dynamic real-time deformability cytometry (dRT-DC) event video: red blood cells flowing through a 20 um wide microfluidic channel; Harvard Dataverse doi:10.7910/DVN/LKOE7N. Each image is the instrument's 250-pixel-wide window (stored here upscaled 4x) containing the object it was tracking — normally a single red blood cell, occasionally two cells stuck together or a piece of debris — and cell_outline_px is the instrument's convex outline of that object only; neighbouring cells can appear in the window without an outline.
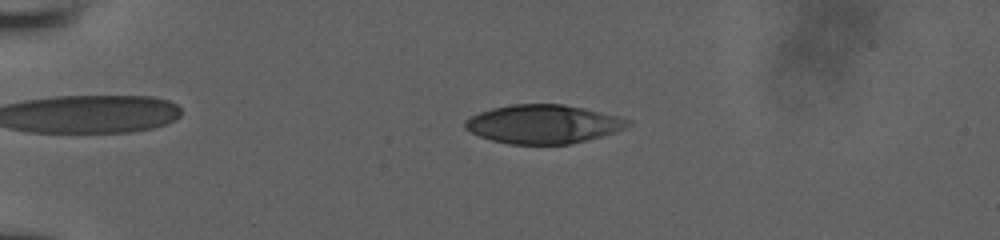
{"species": "human", "species_latin": "Homo sapiens", "temperature_condition": "room temperature", "stored_images_in_passage": 44, "camera_frame_rate_fps": 3000, "um_per_image_px": 0.085, "donor": {"sex": "male"}, "frame": {"image": 1, "passage_image": 6, "time_ms": 1.667, "image_size_px": [1000, 240], "cell_outline_px": [[632, 124], [616, 132], [588, 140], [568, 144], [508, 144], [492, 140], [480, 136], [464, 128], [464, 120], [480, 112], [492, 108], [512, 104], [564, 104], [616, 116], [632, 120]], "centroid_in_image_um": [46.17, 10.55], "position_along_channel_um": 38.8, "area_um2": 36.59}}
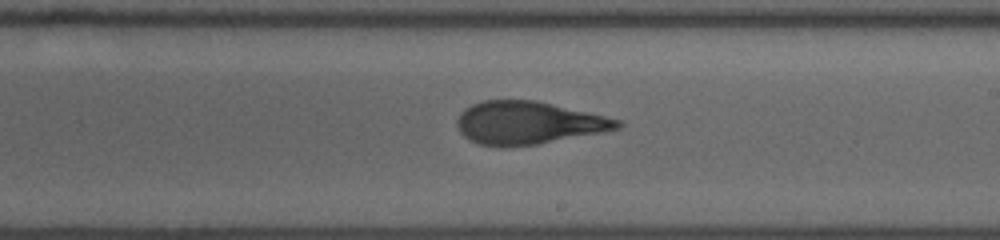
{"frame": {"image": 2, "passage_image": 25, "time_ms": 8.0, "image_size_px": [1000, 240], "cell_outline_px": [[624, 124], [620, 128], [604, 132], [536, 144], [504, 148], [500, 148], [476, 144], [468, 140], [460, 132], [456, 124], [456, 120], [460, 112], [464, 108], [472, 104], [484, 100], [536, 100], [604, 116], [620, 120]], "centroid_in_image_um": [44.84, 10.46], "position_along_channel_um": 244.2, "area_um2": 40.29}}
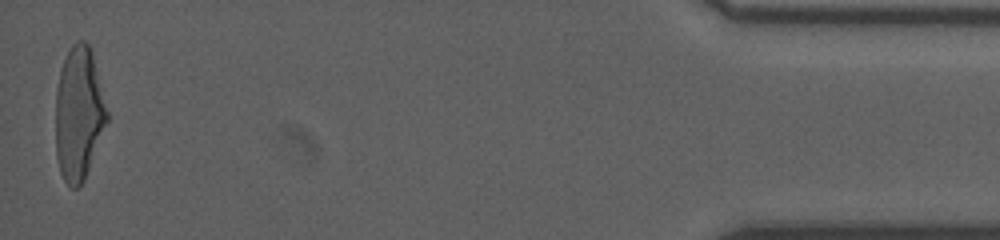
{"frame": {"image": 3, "passage_image": 44, "time_ms": 14.333, "image_size_px": [1000, 240], "cell_outline_px": [[108, 120], [84, 180], [76, 188], [72, 188], [64, 180], [60, 172], [56, 156], [56, 88], [60, 68], [72, 44], [76, 40], [84, 40], [88, 44], [92, 52], [108, 112]], "centroid_in_image_um": [6.69, 9.64], "position_along_channel_um": 428.5, "area_um2": 39.82}}